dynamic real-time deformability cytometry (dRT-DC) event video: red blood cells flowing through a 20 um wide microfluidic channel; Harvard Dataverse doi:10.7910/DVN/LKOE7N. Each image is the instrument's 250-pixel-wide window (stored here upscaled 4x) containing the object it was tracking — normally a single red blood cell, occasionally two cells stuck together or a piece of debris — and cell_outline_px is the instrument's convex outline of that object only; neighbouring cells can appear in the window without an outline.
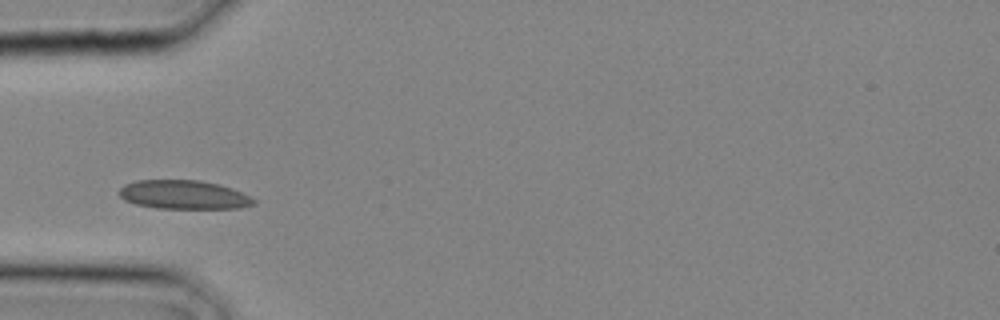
{"species": "common noctule bat (a hibernating species)", "species_latin": "Nyctalus noctula", "temperature_condition": "cold", "stored_images_in_passage": 3, "camera_frame_rate_fps": 3000, "um_per_image_px": 0.085, "animal": {"sex": "male", "body_mass_g": 20.4}, "frame": {"image": 1, "passage_image": 3, "time_ms": 0.667, "image_size_px": [1000, 320], "cell_outline_px": [[256, 204], [240, 208], [156, 208], [136, 204], [124, 200], [120, 196], [120, 188], [124, 184], [136, 180], [200, 180], [220, 184], [232, 188], [256, 200]], "centroid_in_image_um": [15.61, 16.54], "position_along_channel_um": 69.4, "area_um2": 22.6}}